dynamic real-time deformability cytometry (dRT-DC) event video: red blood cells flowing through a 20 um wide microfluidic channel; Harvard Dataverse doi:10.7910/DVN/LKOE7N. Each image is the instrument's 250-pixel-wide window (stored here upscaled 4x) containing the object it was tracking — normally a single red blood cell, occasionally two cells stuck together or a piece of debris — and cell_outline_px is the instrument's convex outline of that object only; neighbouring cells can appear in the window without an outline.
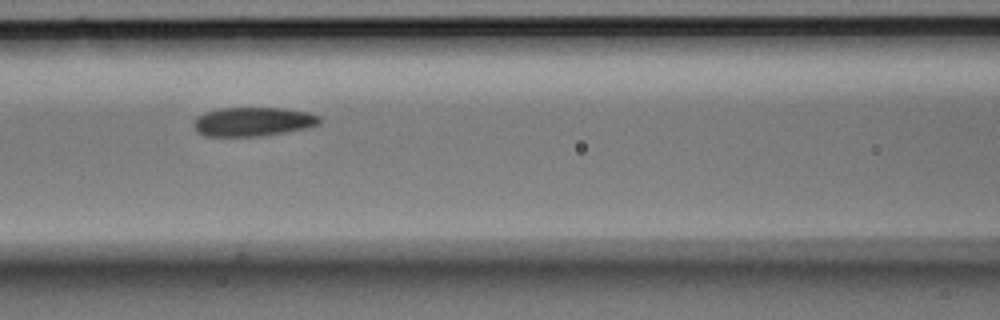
{"species": "Egyptian fruit bat (a non-hibernating species)", "species_latin": "Rousettus aegyptiacus", "temperature_condition": "room temperature", "stored_images_in_passage": 7, "camera_frame_rate_fps": 3000, "um_per_image_px": 0.085, "animal": {"sex": "male"}, "frame": {"image": 1, "passage_image": 3, "time_ms": 0.667, "image_size_px": [1000, 320], "cell_outline_px": [[320, 124], [308, 128], [264, 136], [204, 136], [196, 132], [192, 124], [196, 116], [204, 112], [220, 108], [284, 108], [308, 112], [320, 116]], "centroid_in_image_um": [21.48, 10.34], "position_along_channel_um": 145.1, "area_um2": 21.62}}
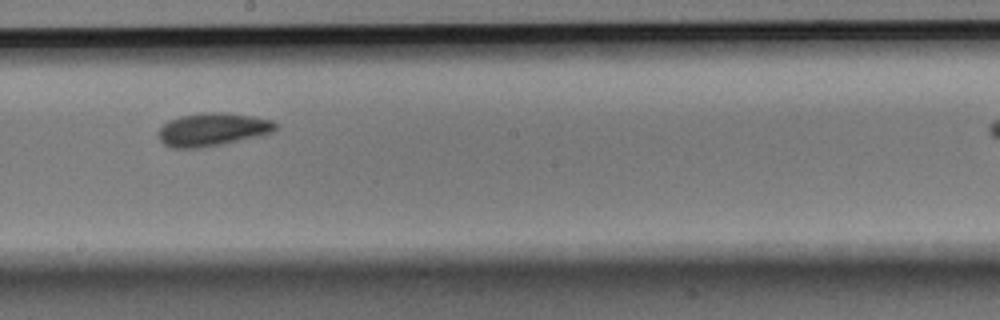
{"frame": {"image": 2, "passage_image": 5, "time_ms": 1.333, "image_size_px": [1000, 320], "cell_outline_px": [[280, 128], [272, 132], [224, 144], [200, 148], [172, 148], [164, 144], [156, 136], [160, 128], [168, 120], [180, 116], [200, 112], [228, 112], [252, 116], [272, 120]], "centroid_in_image_um": [18.04, 11.0], "position_along_channel_um": 230.2, "area_um2": 22.83}}
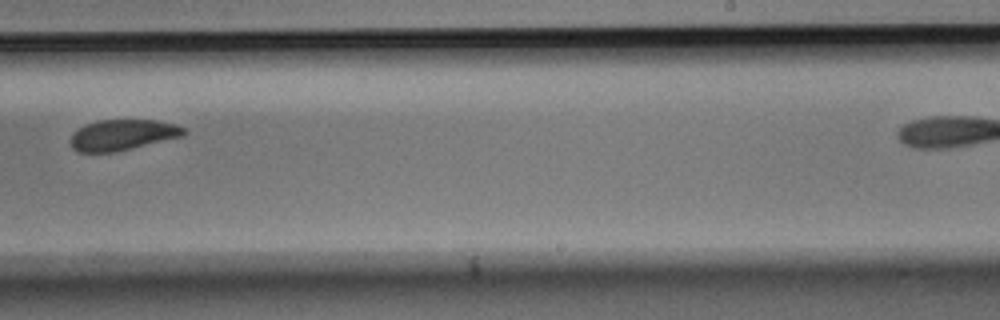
{"frame": {"image": 3, "passage_image": 6, "time_ms": 1.667, "image_size_px": [1000, 320], "cell_outline_px": [[188, 132], [184, 136], [112, 152], [80, 152], [72, 148], [72, 132], [84, 124], [100, 120], [156, 120], [176, 124], [188, 128]], "centroid_in_image_um": [10.46, 11.45], "position_along_channel_um": 278.5, "area_um2": 20.29}}